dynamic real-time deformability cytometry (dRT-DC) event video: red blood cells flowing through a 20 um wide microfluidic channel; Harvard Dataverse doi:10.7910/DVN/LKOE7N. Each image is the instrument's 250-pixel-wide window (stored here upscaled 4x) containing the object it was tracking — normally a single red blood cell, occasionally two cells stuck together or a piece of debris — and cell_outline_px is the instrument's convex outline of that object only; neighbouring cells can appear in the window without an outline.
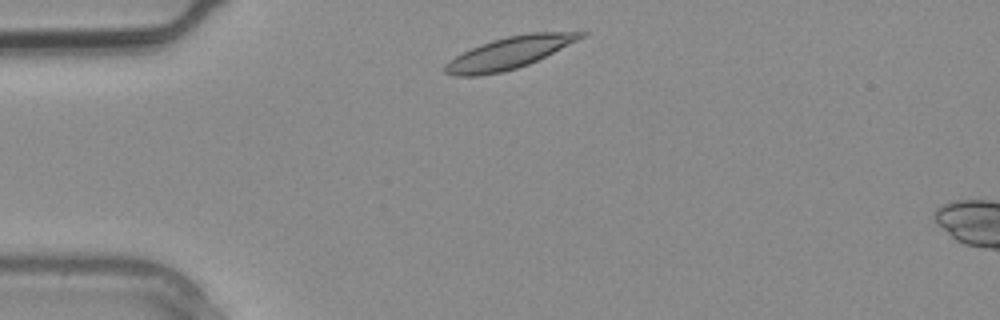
{"species": "common noctule bat (a hibernating species)", "species_latin": "Nyctalus noctula", "temperature_condition": "warm", "stored_images_in_passage": 3, "segment_of_instrument_passage": [2, 2], "camera_frame_rate_fps": 3000, "um_per_image_px": 0.085, "animal": {"sex": "male", "body_mass_g": 20.4}, "frame": {"image": 1, "passage_image": 3, "time_ms": 0.667, "image_size_px": [1000, 320], "cell_outline_px": [[588, 32], [584, 36], [528, 64], [504, 72], [480, 76], [456, 76], [444, 72], [444, 64], [448, 60], [480, 44], [492, 40], [508, 36], [532, 32]], "centroid_in_image_um": [43.19, 4.51], "position_along_channel_um": 41.8, "area_um2": 24.74}}